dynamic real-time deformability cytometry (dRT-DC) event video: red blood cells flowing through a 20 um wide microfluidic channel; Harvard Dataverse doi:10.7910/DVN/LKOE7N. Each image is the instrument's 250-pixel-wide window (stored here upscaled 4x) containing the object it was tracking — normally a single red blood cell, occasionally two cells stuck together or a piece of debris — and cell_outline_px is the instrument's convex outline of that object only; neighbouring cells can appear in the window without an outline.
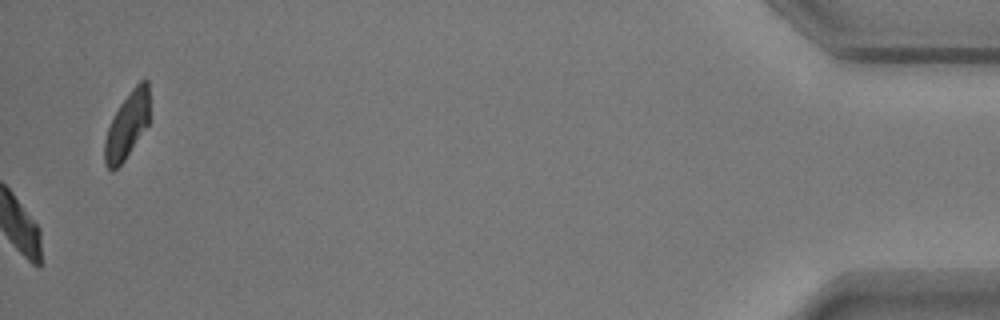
{"species": "common noctule bat (a hibernating species)", "species_latin": "Nyctalus noctula", "temperature_condition": "warm", "stored_images_in_passage": 39, "camera_frame_rate_fps": 3000, "um_per_image_px": 0.085, "animal": {"sex": "male", "body_mass_g": 17.9}, "frame": {"image": 1, "passage_image": 39, "time_ms": 12.667, "image_size_px": [1000, 320], "cell_outline_px": [[148, 124], [124, 160], [112, 172], [104, 164], [104, 140], [108, 128], [120, 104], [132, 88], [140, 80], [148, 80]], "centroid_in_image_um": [10.78, 10.67], "position_along_channel_um": 424.4, "area_um2": 16.99}, "authors_computed_cell_mechanics": {"area_um2": 19.0162, "velocity_mm_per_s": 3.6923, "shape_relaxation_time_tau1_ms": 2.3138, "shape_relaxation_time_tau2_ms": null, "deformation_change_tau1": 0.128, "deformation_change_tau2": null}}